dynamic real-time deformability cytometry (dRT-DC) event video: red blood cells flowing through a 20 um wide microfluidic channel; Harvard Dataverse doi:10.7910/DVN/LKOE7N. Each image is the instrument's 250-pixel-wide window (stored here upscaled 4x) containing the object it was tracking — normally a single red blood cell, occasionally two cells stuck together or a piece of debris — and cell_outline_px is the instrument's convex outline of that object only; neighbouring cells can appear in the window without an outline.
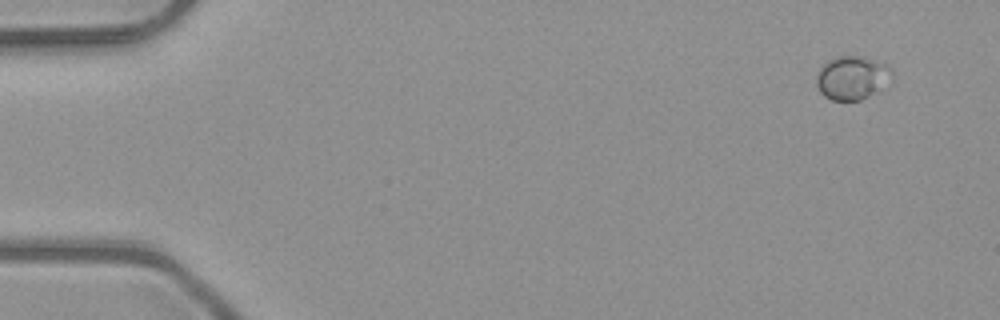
{"species": "common noctule bat (a hibernating species)", "species_latin": "Nyctalus noctula", "temperature_condition": "room temperature", "stored_images_in_passage": 4, "camera_frame_rate_fps": 3000, "um_per_image_px": 0.085, "animal": {"sex": "male", "body_mass_g": 23.1, "forearm_length_mm": 52.7}, "frame": {"image": 1, "passage_image": 1, "time_ms": 0.0, "image_size_px": [1000, 320], "cell_outline_px": [[892, 84], [888, 88], [860, 100], [832, 100], [824, 96], [820, 92], [816, 84], [816, 72], [828, 60], [840, 56], [864, 56], [888, 64], [892, 68]], "centroid_in_image_um": [72.51, 6.62], "position_along_channel_um": 12.5, "area_um2": 19.88}}